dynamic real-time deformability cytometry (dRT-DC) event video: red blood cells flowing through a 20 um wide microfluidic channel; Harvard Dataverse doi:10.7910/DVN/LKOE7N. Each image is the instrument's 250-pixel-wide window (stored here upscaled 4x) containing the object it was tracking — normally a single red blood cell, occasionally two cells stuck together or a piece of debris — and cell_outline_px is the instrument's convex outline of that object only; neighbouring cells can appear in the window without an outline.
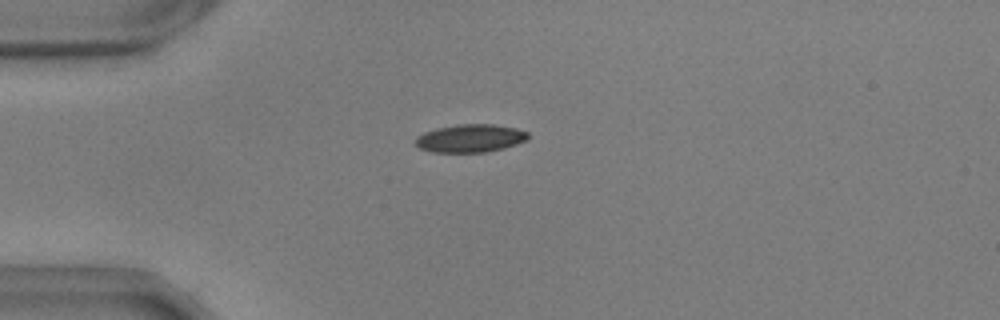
{"species": "common noctule bat (a hibernating species)", "species_latin": "Nyctalus noctula", "temperature_condition": "warm", "stored_images_in_passage": 34, "camera_frame_rate_fps": 3000, "um_per_image_px": 0.085, "animal": {"sex": "male", "body_mass_g": 17.9, "forearm_length_mm": 54.2}, "frame": {"image": 1, "passage_image": 1, "time_ms": 0.0, "image_size_px": [1000, 320], "cell_outline_px": [[528, 140], [504, 148], [484, 152], [432, 152], [420, 148], [416, 144], [416, 136], [424, 132], [436, 128], [460, 124], [492, 124], [516, 128], [528, 132]], "centroid_in_image_um": [39.98, 11.75], "position_along_channel_um": 45.0, "area_um2": 18.32}}
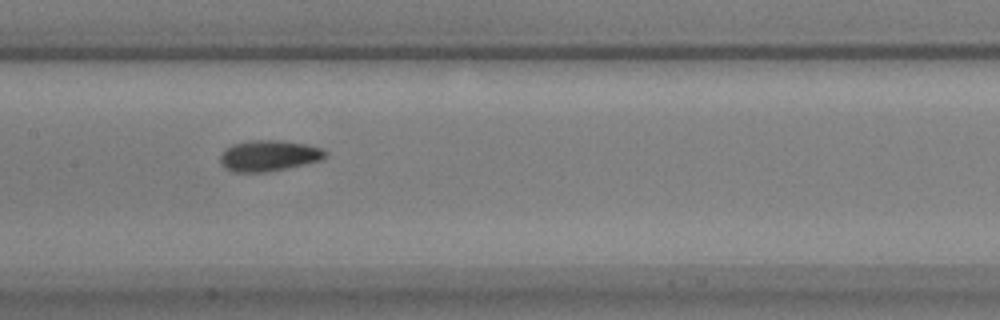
{"frame": {"image": 2, "passage_image": 14, "time_ms": 4.333, "image_size_px": [1000, 320], "cell_outline_px": [[328, 156], [324, 160], [288, 168], [268, 172], [232, 172], [224, 168], [220, 164], [220, 156], [232, 144], [252, 140], [280, 140], [308, 144], [324, 148], [328, 152]], "centroid_in_image_um": [22.92, 13.24], "position_along_channel_um": 184.5, "area_um2": 19.36}}
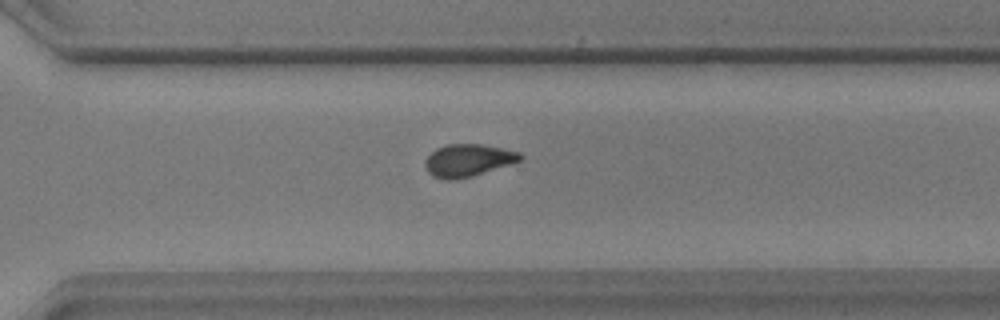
{"frame": {"image": 3, "passage_image": 26, "time_ms": 8.333, "image_size_px": [1000, 320], "cell_outline_px": [[524, 156], [520, 160], [472, 176], [456, 180], [444, 180], [432, 176], [428, 172], [424, 164], [424, 160], [436, 148], [448, 144], [480, 144], [520, 152]], "centroid_in_image_um": [39.73, 13.63], "position_along_channel_um": 330.9, "area_um2": 17.8}, "authors_computed_cell_mechanics": {"area_um2": 18.6116, "velocity_mm_per_s": 3.6686, "shape_relaxation_time_tau1_ms": 3.6598, "shape_relaxation_time_tau2_ms": 2.4505, "deformation_change_tau1": 0.1438, "deformation_change_tau2": 0.0834}}